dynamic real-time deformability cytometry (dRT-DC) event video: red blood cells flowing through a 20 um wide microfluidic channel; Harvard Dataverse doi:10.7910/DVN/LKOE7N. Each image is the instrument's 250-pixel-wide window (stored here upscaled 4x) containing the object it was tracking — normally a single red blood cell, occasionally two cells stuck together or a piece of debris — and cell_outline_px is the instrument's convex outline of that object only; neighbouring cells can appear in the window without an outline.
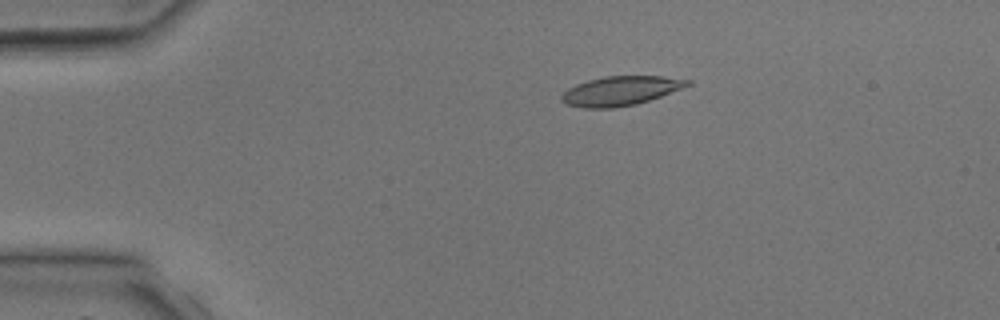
{"species": "common noctule bat (a hibernating species)", "species_latin": "Nyctalus noctula", "temperature_condition": "room temperature", "stored_images_in_passage": 3, "camera_frame_rate_fps": 3000, "um_per_image_px": 0.085, "animal": {"sex": "male", "body_mass_g": 17.9, "forearm_length_mm": 54.2}, "frame": {"image": 1, "passage_image": 2, "time_ms": 1.333, "image_size_px": [1000, 320], "cell_outline_px": [[692, 84], [660, 96], [636, 104], [612, 108], [584, 108], [564, 104], [560, 100], [560, 96], [568, 88], [576, 84], [588, 80], [604, 76], [664, 76], [692, 80]], "centroid_in_image_um": [52.71, 7.72], "position_along_channel_um": 32.3, "area_um2": 21.5}}